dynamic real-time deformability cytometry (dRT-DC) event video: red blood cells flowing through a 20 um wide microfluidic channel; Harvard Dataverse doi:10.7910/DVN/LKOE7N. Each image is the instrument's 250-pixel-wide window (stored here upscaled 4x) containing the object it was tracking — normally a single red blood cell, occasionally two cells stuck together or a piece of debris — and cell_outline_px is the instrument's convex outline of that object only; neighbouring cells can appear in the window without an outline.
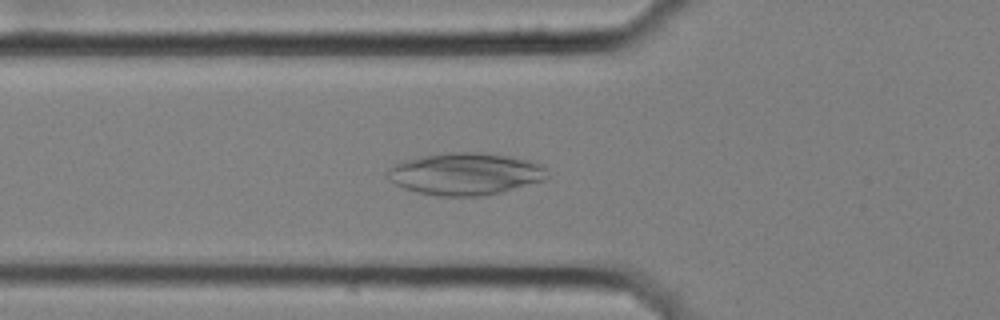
{"species": "common noctule bat (a hibernating species)", "species_latin": "Nyctalus noctula", "temperature_condition": "cold", "stored_images_in_passage": 38, "camera_frame_rate_fps": 3000, "um_per_image_px": 0.085, "animal": {"sex": "female", "body_mass_g": 25.1}, "frame": {"image": 1, "passage_image": 6, "time_ms": 1.667, "image_size_px": [1000, 320], "cell_outline_px": [[548, 176], [544, 180], [500, 192], [480, 196], [440, 196], [420, 192], [404, 188], [388, 180], [384, 176], [388, 168], [400, 160], [448, 152], [480, 152], [512, 156], [532, 160], [540, 164], [544, 168]], "centroid_in_image_um": [39.51, 14.76], "position_along_channel_um": 86.3, "area_um2": 39.36}}
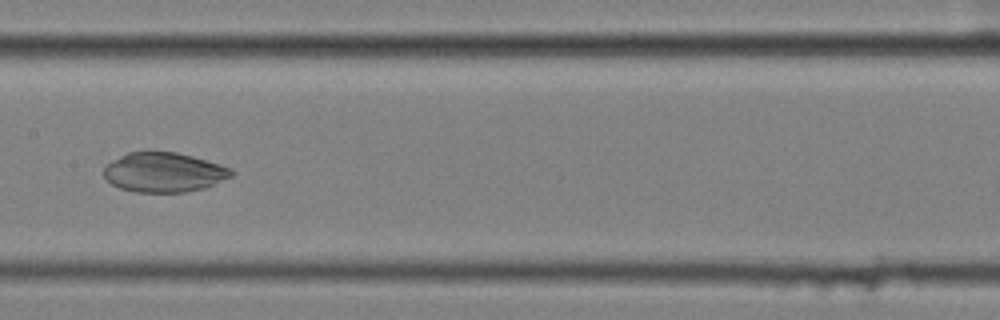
{"frame": {"image": 2, "passage_image": 15, "time_ms": 4.667, "image_size_px": [1000, 320], "cell_outline_px": [[236, 172], [232, 176], [204, 188], [184, 192], [136, 192], [120, 188], [112, 184], [104, 176], [104, 168], [108, 164], [120, 156], [128, 152], [144, 148], [176, 152], [192, 156], [220, 164], [232, 168]], "centroid_in_image_um": [13.93, 14.6], "position_along_channel_um": 193.5, "area_um2": 29.94}}
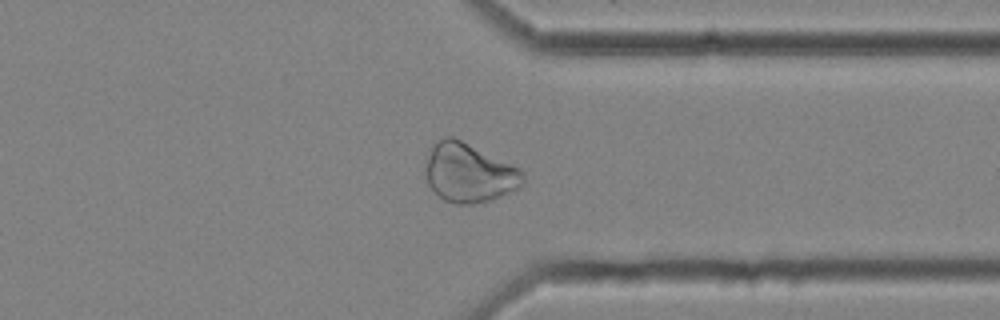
{"frame": {"image": 3, "passage_image": 30, "time_ms": 9.667, "image_size_px": [1000, 320], "cell_outline_px": [[524, 184], [520, 188], [492, 200], [472, 204], [456, 204], [444, 200], [428, 184], [424, 172], [424, 168], [428, 156], [432, 148], [444, 136], [452, 136], [520, 168], [524, 176]], "centroid_in_image_um": [39.88, 14.72], "position_along_channel_um": 371.5, "area_um2": 33.35}}